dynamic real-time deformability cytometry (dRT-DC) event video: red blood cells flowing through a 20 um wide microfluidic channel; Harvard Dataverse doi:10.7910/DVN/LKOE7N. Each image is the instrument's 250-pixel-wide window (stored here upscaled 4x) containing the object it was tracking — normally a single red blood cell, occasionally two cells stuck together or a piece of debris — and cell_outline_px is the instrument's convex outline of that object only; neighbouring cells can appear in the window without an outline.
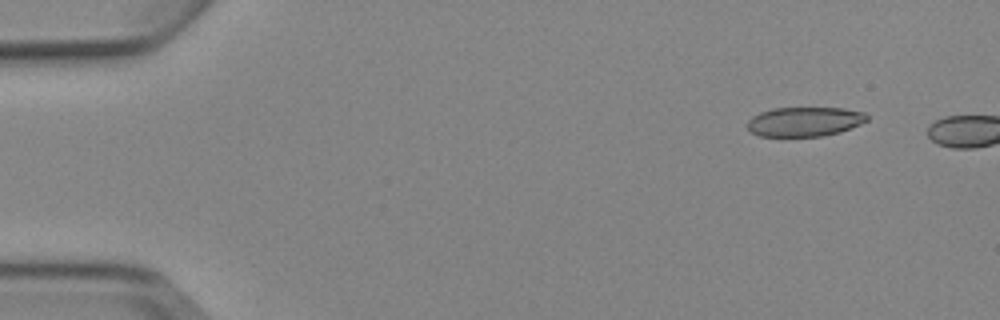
{"species": "Egyptian fruit bat (a non-hibernating species)", "species_latin": "Rousettus aegyptiacus", "temperature_condition": "cold", "stored_images_in_passage": 2, "camera_frame_rate_fps": 3000, "um_per_image_px": 0.085, "animal": {"sex": "female"}, "frame": {"image": 1, "passage_image": 1, "time_ms": 0.0, "image_size_px": [1000, 320], "cell_outline_px": [[868, 120], [860, 124], [840, 132], [824, 136], [760, 136], [752, 132], [748, 128], [748, 120], [752, 116], [760, 112], [772, 108], [844, 108], [864, 112], [868, 116]], "centroid_in_image_um": [68.4, 10.33], "position_along_channel_um": 16.6, "area_um2": 20.52}}